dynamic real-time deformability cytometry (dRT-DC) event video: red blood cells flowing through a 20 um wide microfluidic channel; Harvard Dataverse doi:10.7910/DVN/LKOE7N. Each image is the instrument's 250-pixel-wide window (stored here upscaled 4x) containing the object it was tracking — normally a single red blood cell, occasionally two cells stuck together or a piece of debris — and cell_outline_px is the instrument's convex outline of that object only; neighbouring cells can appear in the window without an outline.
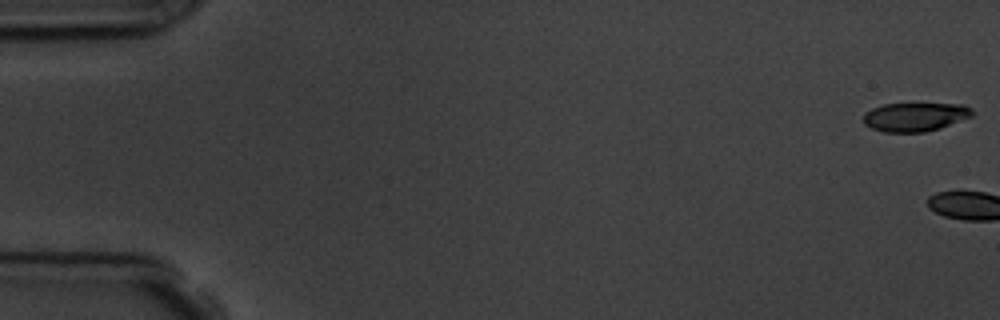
{"species": "common noctule bat (a hibernating species)", "species_latin": "Nyctalus noctula", "temperature_condition": "room temperature", "stored_images_in_passage": 8, "camera_frame_rate_fps": 3000, "um_per_image_px": 0.085, "animal": {"sex": "male", "body_mass_g": 19.5, "forearm_length_mm": 54.6}, "frame": {"image": 1, "passage_image": 1, "time_ms": 0.0, "image_size_px": [1000, 320], "cell_outline_px": [[972, 116], [940, 128], [924, 132], [884, 132], [872, 128], [864, 124], [864, 112], [872, 108], [884, 104], [964, 104], [972, 108]], "centroid_in_image_um": [77.77, 9.93], "position_along_channel_um": 7.2, "area_um2": 18.15}}
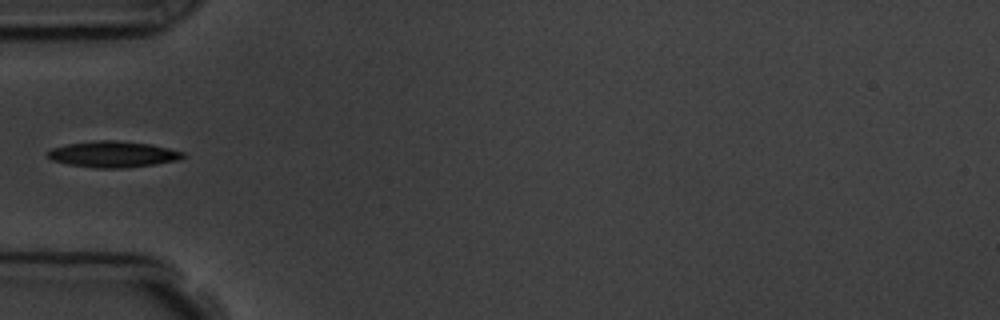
{"frame": {"image": 2, "passage_image": 7, "time_ms": 7.0, "image_size_px": [1000, 320], "cell_outline_px": [[188, 156], [180, 160], [124, 168], [96, 168], [68, 164], [52, 160], [44, 152], [52, 148], [68, 144], [96, 140], [116, 140], [152, 144], [184, 152]], "centroid_in_image_um": [9.62, 13.1], "position_along_channel_um": 75.4, "area_um2": 20.69}}